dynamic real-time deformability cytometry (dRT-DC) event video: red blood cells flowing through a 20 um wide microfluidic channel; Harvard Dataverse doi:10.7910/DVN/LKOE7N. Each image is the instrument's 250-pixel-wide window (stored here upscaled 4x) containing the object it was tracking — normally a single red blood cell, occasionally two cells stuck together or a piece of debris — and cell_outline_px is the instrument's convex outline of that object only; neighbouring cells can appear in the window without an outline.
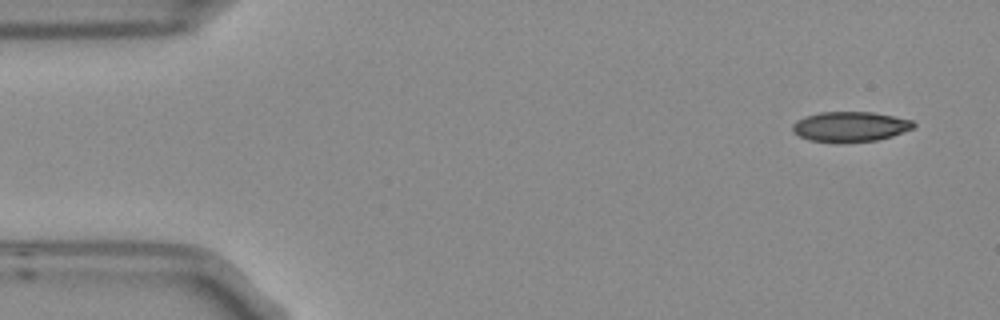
{"species": "Egyptian fruit bat (a non-hibernating species)", "species_latin": "Rousettus aegyptiacus", "temperature_condition": "room temperature", "stored_images_in_passage": 6, "camera_frame_rate_fps": 3000, "um_per_image_px": 0.085, "frame": {"image": 1, "passage_image": 1, "time_ms": 0.0, "image_size_px": [1000, 320], "cell_outline_px": [[916, 124], [912, 128], [892, 136], [876, 140], [808, 140], [792, 132], [792, 124], [796, 120], [804, 116], [820, 112], [872, 112], [912, 120]], "centroid_in_image_um": [72.24, 10.72], "position_along_channel_um": 12.8, "area_um2": 20.52}}
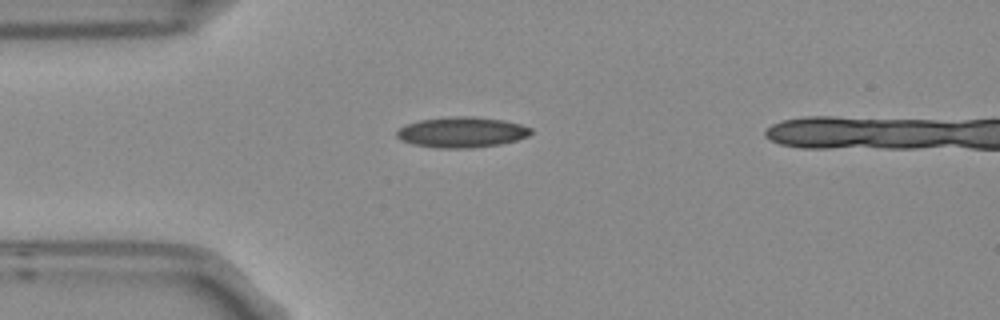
{"frame": {"image": 2, "passage_image": 4, "time_ms": 1.0, "image_size_px": [1000, 320], "cell_outline_px": [[532, 132], [528, 136], [516, 140], [500, 144], [472, 148], [436, 148], [412, 144], [400, 140], [396, 136], [396, 132], [400, 128], [408, 124], [420, 120], [456, 116], [472, 116], [504, 120], [520, 124], [532, 128]], "centroid_in_image_um": [39.26, 11.24], "position_along_channel_um": 45.7, "area_um2": 23.87}}